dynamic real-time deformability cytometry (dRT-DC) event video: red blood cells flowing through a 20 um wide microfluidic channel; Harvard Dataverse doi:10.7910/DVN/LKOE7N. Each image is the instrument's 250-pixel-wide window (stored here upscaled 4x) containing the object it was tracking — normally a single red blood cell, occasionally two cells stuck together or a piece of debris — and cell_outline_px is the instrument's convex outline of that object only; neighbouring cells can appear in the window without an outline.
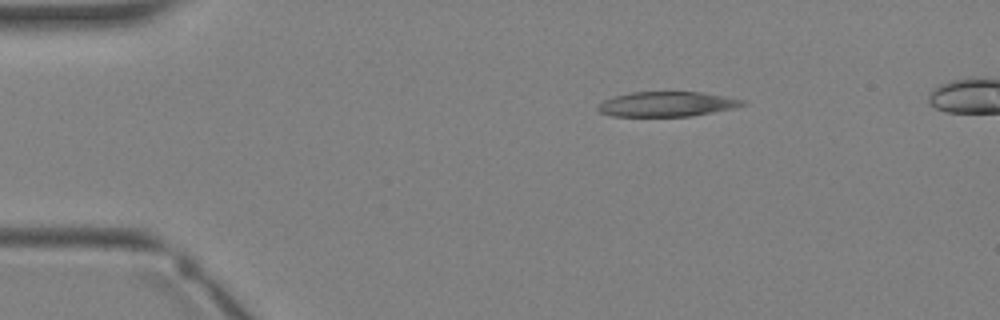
{"species": "Egyptian fruit bat (a non-hibernating species)", "species_latin": "Rousettus aegyptiacus", "temperature_condition": "warm", "stored_images_in_passage": 3, "camera_frame_rate_fps": 3000, "um_per_image_px": 0.085, "animal": {"sex": "female"}, "frame": {"image": 1, "passage_image": 1, "time_ms": 0.0, "image_size_px": [1000, 320], "cell_outline_px": [[748, 104], [732, 108], [692, 116], [612, 116], [600, 112], [596, 108], [604, 100], [612, 96], [632, 92], [700, 92], [724, 96], [744, 100]], "centroid_in_image_um": [56.66, 8.85], "position_along_channel_um": 28.3, "area_um2": 20.87}}